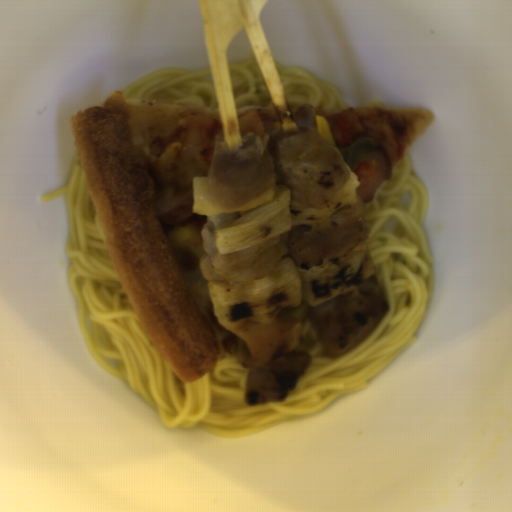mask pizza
Segmentation results:
<instances>
[{
  "label": "pizza",
  "mask_w": 512,
  "mask_h": 512,
  "mask_svg": "<svg viewBox=\"0 0 512 512\" xmlns=\"http://www.w3.org/2000/svg\"><path fill=\"white\" fill-rule=\"evenodd\" d=\"M318 133L357 176L364 205L434 121L426 108L363 104L345 110L313 109Z\"/></svg>",
  "instance_id": "pizza-2"
},
{
  "label": "pizza",
  "mask_w": 512,
  "mask_h": 512,
  "mask_svg": "<svg viewBox=\"0 0 512 512\" xmlns=\"http://www.w3.org/2000/svg\"><path fill=\"white\" fill-rule=\"evenodd\" d=\"M96 218L127 300L184 382L238 353L213 311L199 261L207 214L194 211V177H207L217 111L129 100L114 91L69 118Z\"/></svg>",
  "instance_id": "pizza-1"
},
{
  "label": "pizza",
  "mask_w": 512,
  "mask_h": 512,
  "mask_svg": "<svg viewBox=\"0 0 512 512\" xmlns=\"http://www.w3.org/2000/svg\"><path fill=\"white\" fill-rule=\"evenodd\" d=\"M242 143L248 133L270 134L281 129V122L272 107L245 110L238 116Z\"/></svg>",
  "instance_id": "pizza-3"
}]
</instances>
